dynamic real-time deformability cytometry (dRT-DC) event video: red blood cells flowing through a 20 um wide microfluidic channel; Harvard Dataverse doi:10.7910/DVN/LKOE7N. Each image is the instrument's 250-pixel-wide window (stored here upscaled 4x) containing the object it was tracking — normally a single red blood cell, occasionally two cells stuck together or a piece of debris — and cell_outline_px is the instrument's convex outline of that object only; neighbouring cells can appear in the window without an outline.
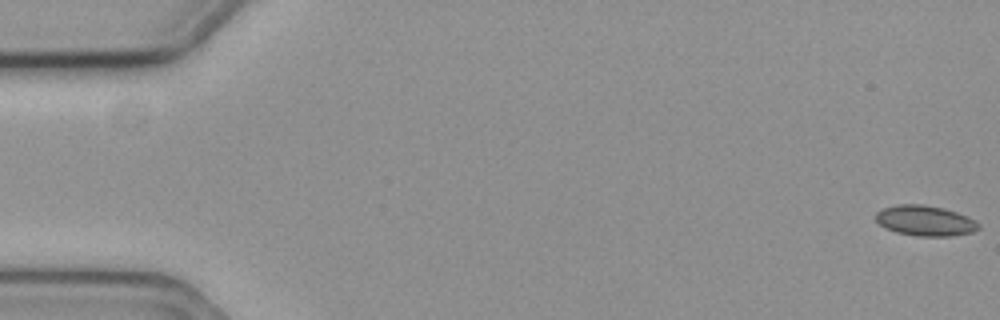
{"species": "common noctule bat (a hibernating species)", "species_latin": "Nyctalus noctula", "temperature_condition": "cold", "stored_images_in_passage": 54, "camera_frame_rate_fps": 3000, "um_per_image_px": 0.085, "animal": {"sex": "female", "body_mass_g": 19.3, "forearm_length_mm": 54.1}, "frame": {"image": 1, "passage_image": 1, "time_ms": 0.0, "image_size_px": [1000, 320], "cell_outline_px": [[980, 228], [972, 232], [952, 236], [920, 236], [896, 232], [880, 224], [876, 220], [876, 212], [884, 208], [900, 204], [924, 204], [944, 208], [968, 216], [976, 220], [980, 224]], "centroid_in_image_um": [78.69, 18.75], "position_along_channel_um": 6.3, "area_um2": 18.15}}
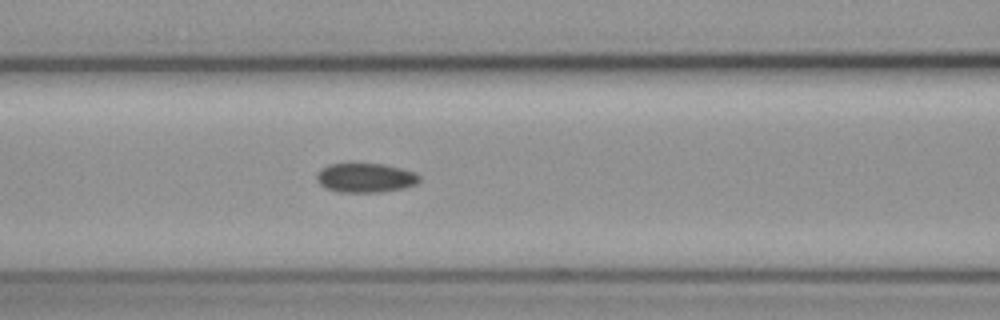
{"frame": {"image": 2, "passage_image": 25, "time_ms": 8.0, "image_size_px": [1000, 320], "cell_outline_px": [[420, 180], [416, 184], [404, 188], [380, 192], [336, 192], [324, 188], [316, 180], [316, 176], [320, 168], [328, 164], [384, 164], [400, 168], [412, 172], [420, 176]], "centroid_in_image_um": [31.02, 15.12], "position_along_channel_um": 135.6, "area_um2": 17.57}}
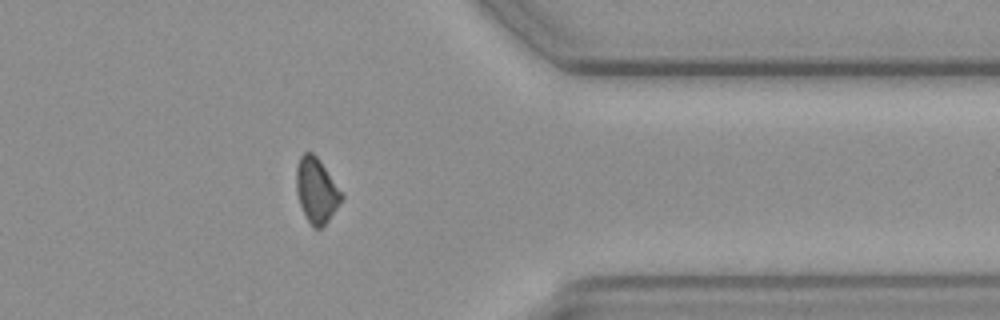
{"frame": {"image": 3, "passage_image": 47, "time_ms": 15.333, "image_size_px": [1000, 320], "cell_outline_px": [[344, 196], [328, 220], [320, 228], [312, 228], [300, 204], [296, 188], [296, 168], [300, 156], [304, 152], [312, 152], [320, 160]], "centroid_in_image_um": [26.88, 16.16], "position_along_channel_um": 384.5, "area_um2": 16.76}, "authors_computed_cell_mechanics": {"area_um2": 17.5712, "velocity_mm_per_s": 3.6011, "shape_relaxation_time_tau1_ms": null, "shape_relaxation_time_tau2_ms": 7.1357, "deformation_change_tau1": null, "deformation_change_tau2": 0.1134}}